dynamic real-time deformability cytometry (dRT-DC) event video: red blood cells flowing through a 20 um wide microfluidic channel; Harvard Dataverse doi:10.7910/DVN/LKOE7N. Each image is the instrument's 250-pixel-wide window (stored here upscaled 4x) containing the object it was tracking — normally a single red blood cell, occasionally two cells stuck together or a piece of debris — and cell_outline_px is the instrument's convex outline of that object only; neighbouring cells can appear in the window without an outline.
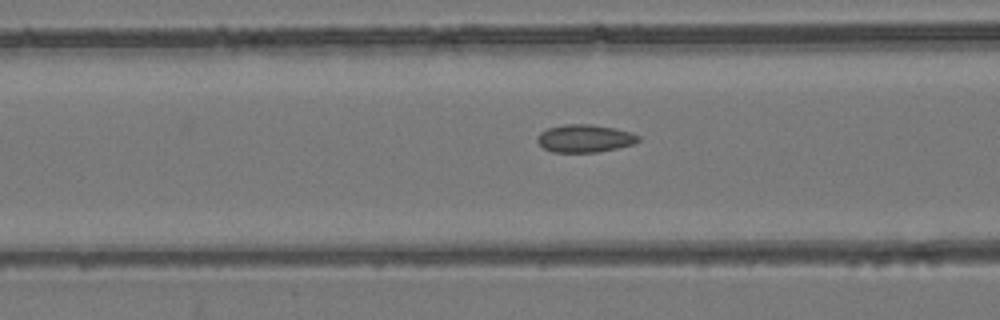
{"species": "common noctule bat (a hibernating species)", "species_latin": "Nyctalus noctula", "temperature_condition": "room temperature", "stored_images_in_passage": 44, "camera_frame_rate_fps": 3000, "um_per_image_px": 0.085, "animal": {"sex": "female", "body_mass_g": 24.6, "forearm_length_mm": 56.2}, "frame": {"image": 1, "passage_image": 22, "time_ms": 7.0, "image_size_px": [1000, 320], "cell_outline_px": [[640, 140], [632, 144], [616, 148], [596, 152], [552, 152], [544, 148], [536, 140], [536, 136], [540, 132], [548, 128], [564, 124], [592, 124], [616, 128], [632, 132], [640, 136]], "centroid_in_image_um": [49.7, 11.75], "position_along_channel_um": 116.9, "area_um2": 16.42}}
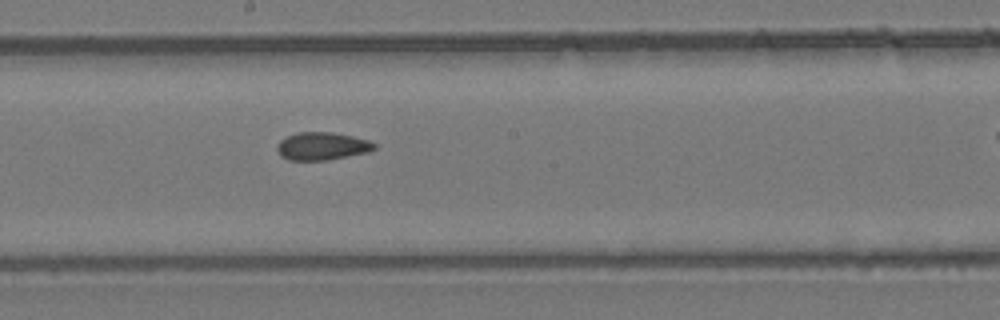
{"frame": {"image": 2, "passage_image": 30, "time_ms": 9.667, "image_size_px": [1000, 320], "cell_outline_px": [[376, 148], [368, 152], [328, 160], [288, 160], [280, 156], [276, 148], [280, 140], [296, 132], [332, 132], [352, 136], [368, 140], [376, 144]], "centroid_in_image_um": [27.36, 12.42], "position_along_channel_um": 220.8, "area_um2": 15.78}}
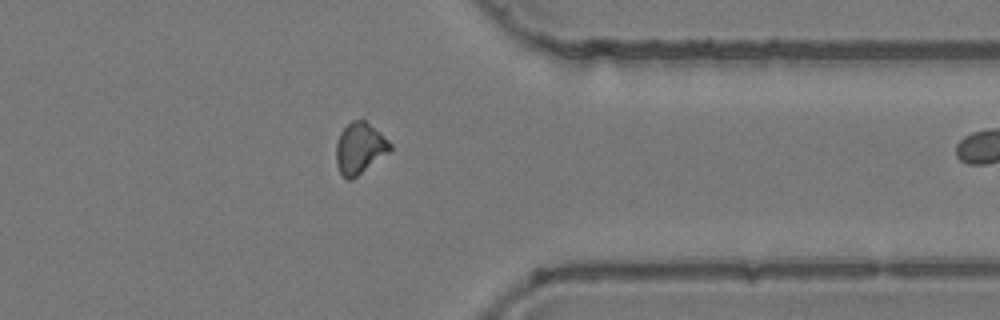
{"frame": {"image": 3, "passage_image": 43, "time_ms": 14.0, "image_size_px": [1000, 320], "cell_outline_px": [[392, 148], [388, 152], [352, 180], [348, 180], [340, 172], [336, 164], [336, 144], [340, 132], [352, 120], [364, 120], [380, 132], [392, 144]], "centroid_in_image_um": [30.56, 12.6], "position_along_channel_um": 380.8, "area_um2": 15.9}}